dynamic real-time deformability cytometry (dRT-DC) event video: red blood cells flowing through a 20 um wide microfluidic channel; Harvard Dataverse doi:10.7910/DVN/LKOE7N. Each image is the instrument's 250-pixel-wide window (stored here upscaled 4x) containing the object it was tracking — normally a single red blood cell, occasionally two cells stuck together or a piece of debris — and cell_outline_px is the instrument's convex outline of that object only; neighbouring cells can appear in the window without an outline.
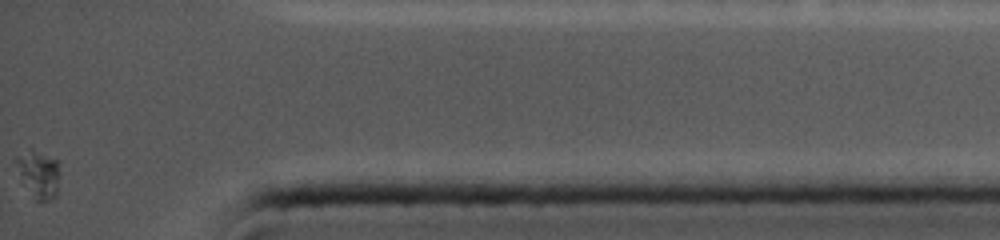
{"species": "common noctule bat (a hibernating species)", "species_latin": "Nyctalus noctula", "temperature_condition": "cold", "stored_images_in_passage": 14, "segment_of_instrument_passage": [2, 2], "camera_frame_rate_fps": 5000, "um_per_image_px": 0.085, "animal": {"sex": "female", "body_mass_g": 19.0, "forearm_length_mm": 56.7}, "frame": {"image": 1, "passage_image": 14, "time_ms": 11.0, "image_size_px": [1000, 240], "cell_outline_px": [[60, 160], [56, 196], [48, 200], [36, 200], [24, 184], [16, 160], [16, 156], [32, 148]], "centroid_in_image_um": [3.33, 14.75], "position_along_channel_um": 431.9, "area_um2": 11.79}}